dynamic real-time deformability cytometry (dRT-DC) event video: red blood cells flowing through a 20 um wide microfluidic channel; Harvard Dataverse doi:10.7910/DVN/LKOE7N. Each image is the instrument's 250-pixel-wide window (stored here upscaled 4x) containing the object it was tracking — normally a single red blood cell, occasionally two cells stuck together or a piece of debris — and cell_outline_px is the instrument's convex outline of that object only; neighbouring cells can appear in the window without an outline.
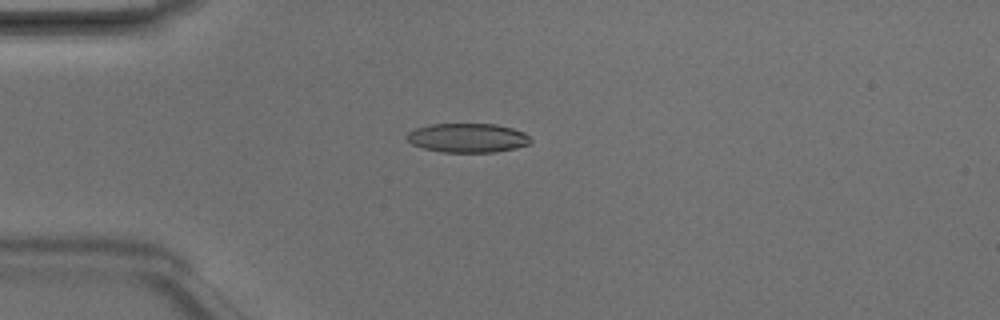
{"species": "Egyptian fruit bat (a non-hibernating species)", "species_latin": "Rousettus aegyptiacus", "temperature_condition": "room temperature", "stored_images_in_passage": 4, "camera_frame_rate_fps": 3000, "um_per_image_px": 0.085, "animal": {"sex": "male"}, "frame": {"image": 1, "passage_image": 4, "time_ms": 1.0, "image_size_px": [1000, 320], "cell_outline_px": [[532, 140], [528, 144], [516, 148], [496, 152], [440, 152], [424, 148], [412, 144], [404, 136], [408, 132], [416, 128], [432, 124], [496, 124], [512, 128], [524, 132]], "centroid_in_image_um": [39.74, 11.72], "position_along_channel_um": 45.3, "area_um2": 21.04}}